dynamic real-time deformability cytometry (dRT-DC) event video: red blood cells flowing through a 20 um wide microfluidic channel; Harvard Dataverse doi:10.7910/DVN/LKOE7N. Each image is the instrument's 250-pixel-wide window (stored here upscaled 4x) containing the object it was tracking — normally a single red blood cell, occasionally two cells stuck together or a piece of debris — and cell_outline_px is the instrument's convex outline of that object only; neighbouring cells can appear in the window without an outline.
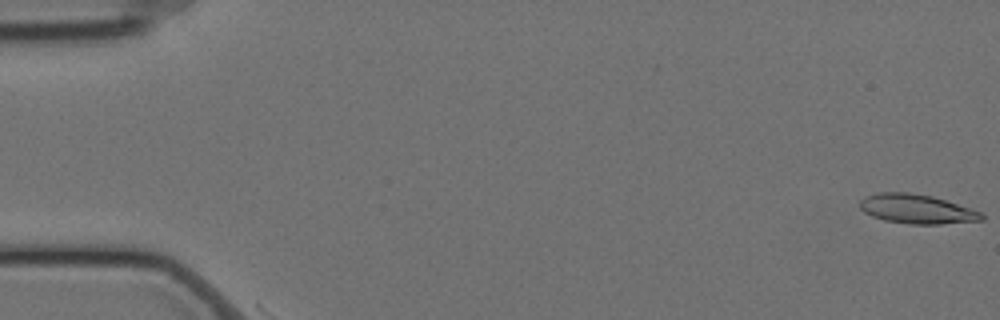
{"species": "Egyptian fruit bat (a non-hibernating species)", "species_latin": "Rousettus aegyptiacus", "temperature_condition": "cold", "stored_images_in_passage": 3, "camera_frame_rate_fps": 3000, "um_per_image_px": 0.085, "animal": {"sex": "female"}, "frame": {"image": 1, "passage_image": 1, "time_ms": 0.0, "image_size_px": [1000, 320], "cell_outline_px": [[984, 220], [940, 224], [908, 224], [884, 220], [872, 216], [864, 212], [860, 208], [860, 200], [864, 196], [876, 192], [908, 192], [932, 196], [984, 212]], "centroid_in_image_um": [77.92, 17.76], "position_along_channel_um": 7.1, "area_um2": 20.98}}